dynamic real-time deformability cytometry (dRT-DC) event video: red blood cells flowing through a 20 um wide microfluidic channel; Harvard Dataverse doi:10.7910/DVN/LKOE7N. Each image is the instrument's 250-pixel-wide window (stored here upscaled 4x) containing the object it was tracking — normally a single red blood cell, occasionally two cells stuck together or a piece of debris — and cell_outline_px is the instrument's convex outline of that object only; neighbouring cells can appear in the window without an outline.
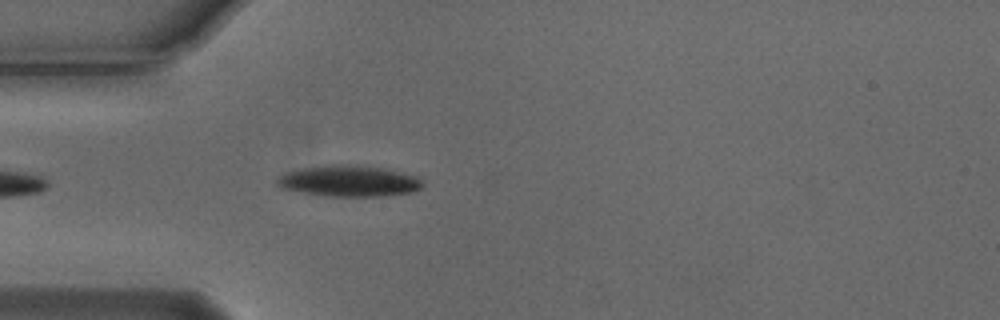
{"species": "Egyptian fruit bat (a non-hibernating species)", "species_latin": "Rousettus aegyptiacus", "temperature_condition": "cold", "stored_images_in_passage": 25, "camera_frame_rate_fps": 3000, "um_per_image_px": 0.085, "animal": {"sex": "male"}, "frame": {"image": 1, "passage_image": 4, "time_ms": 1.0, "image_size_px": [1000, 320], "cell_outline_px": [[424, 184], [420, 188], [412, 192], [380, 196], [324, 196], [280, 188], [276, 184], [276, 180], [280, 176], [288, 172], [304, 168], [332, 164], [356, 164], [384, 168], [416, 176]], "centroid_in_image_um": [29.66, 15.38], "position_along_channel_um": 55.3, "area_um2": 26.3}}
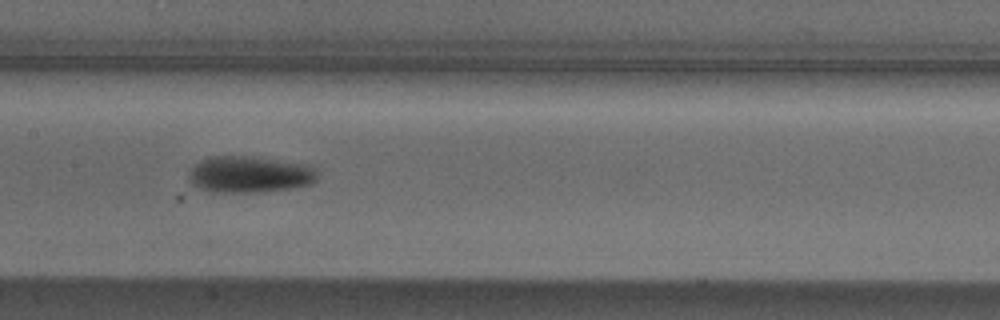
{"frame": {"image": 2, "passage_image": 15, "time_ms": 4.667, "image_size_px": [1000, 320], "cell_outline_px": [[316, 180], [312, 184], [264, 192], [212, 192], [200, 188], [192, 184], [188, 180], [188, 176], [192, 168], [200, 160], [208, 156], [244, 156], [312, 164], [316, 172]], "centroid_in_image_um": [21.21, 14.82], "position_along_channel_um": 186.2, "area_um2": 27.46}}
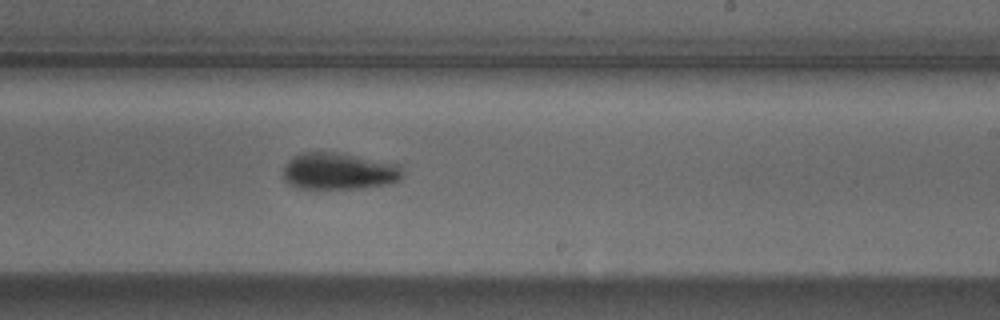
{"frame": {"image": 3, "passage_image": 21, "time_ms": 6.667, "image_size_px": [1000, 320], "cell_outline_px": [[404, 176], [400, 180], [392, 184], [360, 188], [300, 188], [288, 184], [284, 180], [284, 168], [288, 160], [292, 156], [304, 152], [336, 152], [400, 164], [404, 172]], "centroid_in_image_um": [28.85, 14.55], "position_along_channel_um": 260.1, "area_um2": 25.84}}